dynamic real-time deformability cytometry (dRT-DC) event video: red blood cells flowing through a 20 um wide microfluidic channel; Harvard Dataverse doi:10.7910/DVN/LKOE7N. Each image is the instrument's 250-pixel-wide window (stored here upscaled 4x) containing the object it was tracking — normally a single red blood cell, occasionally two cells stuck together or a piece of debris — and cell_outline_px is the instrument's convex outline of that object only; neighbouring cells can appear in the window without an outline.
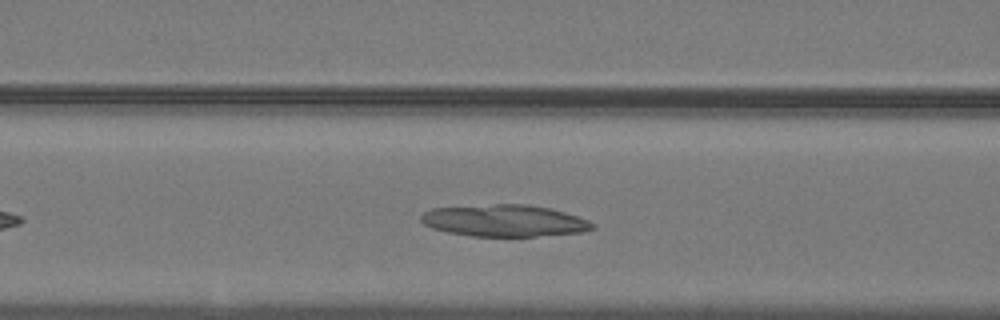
{"species": "common noctule bat (a hibernating species)", "species_latin": "Nyctalus noctula", "temperature_condition": "warm", "stored_images_in_passage": 40, "camera_frame_rate_fps": 3000, "um_per_image_px": 0.085, "animal": {"sex": "male", "body_mass_g": 19.2, "forearm_length_mm": 51.8}, "frame": {"image": 1, "passage_image": 12, "time_ms": 3.667, "image_size_px": [1000, 320], "cell_outline_px": [[596, 228], [584, 232], [536, 236], [472, 236], [448, 232], [432, 228], [424, 224], [420, 220], [420, 216], [424, 212], [432, 208], [496, 204], [528, 204], [552, 208], [588, 220], [596, 224]], "centroid_in_image_um": [42.9, 18.75], "position_along_channel_um": 123.7, "area_um2": 31.91}}
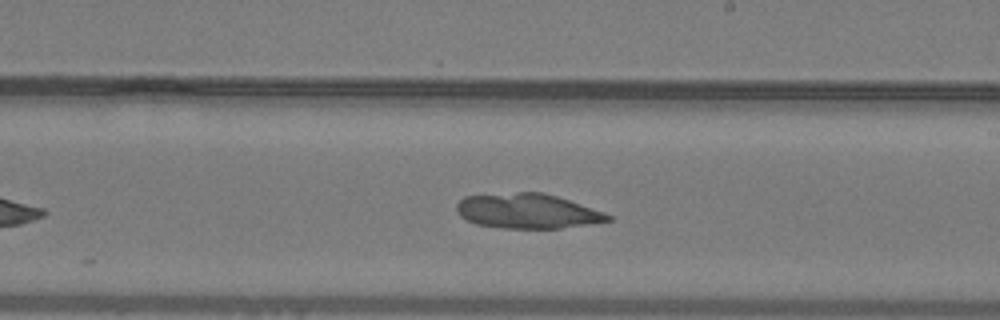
{"frame": {"image": 2, "passage_image": 21, "time_ms": 6.667, "image_size_px": [1000, 320], "cell_outline_px": [[612, 220], [560, 228], [500, 228], [476, 224], [460, 216], [456, 208], [456, 204], [464, 196], [516, 192], [544, 192], [604, 212], [612, 216]], "centroid_in_image_um": [44.8, 17.94], "position_along_channel_um": 244.2, "area_um2": 30.52}}
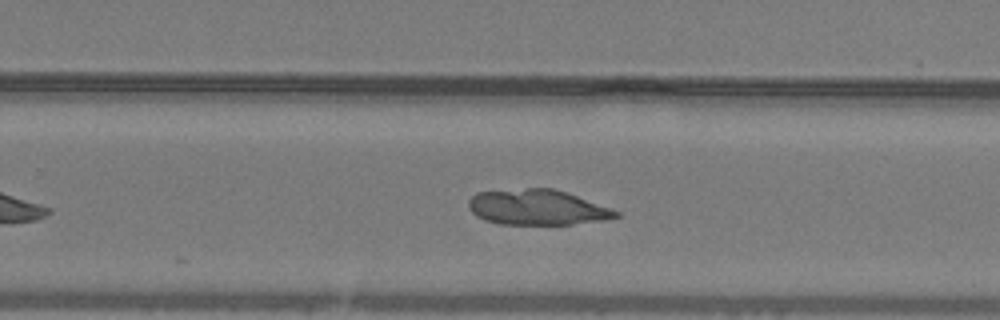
{"frame": {"image": 3, "passage_image": 24, "time_ms": 7.667, "image_size_px": [1000, 320], "cell_outline_px": [[620, 216], [604, 220], [572, 224], [500, 224], [484, 220], [476, 216], [468, 208], [468, 200], [476, 192], [528, 188], [552, 188], [576, 196], [620, 212]], "centroid_in_image_um": [45.61, 17.63], "position_along_channel_um": 284.2, "area_um2": 30.11}}